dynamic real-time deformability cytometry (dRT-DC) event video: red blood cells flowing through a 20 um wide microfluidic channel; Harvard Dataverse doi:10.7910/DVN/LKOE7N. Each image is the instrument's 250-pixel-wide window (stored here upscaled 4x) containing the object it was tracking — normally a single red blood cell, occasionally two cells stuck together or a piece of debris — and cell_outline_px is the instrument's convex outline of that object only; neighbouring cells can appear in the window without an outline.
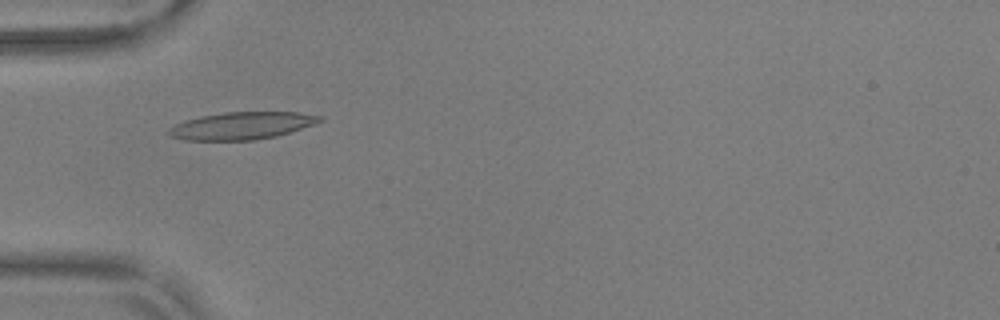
{"species": "common noctule bat (a hibernating species)", "species_latin": "Nyctalus noctula", "temperature_condition": "warm", "stored_images_in_passage": 46, "camera_frame_rate_fps": 3000, "um_per_image_px": 0.085, "animal": {"sex": "male", "body_mass_g": 17.9, "forearm_length_mm": 54.2}, "frame": {"image": 1, "passage_image": 9, "time_ms": 2.667, "image_size_px": [1000, 320], "cell_outline_px": [[324, 120], [276, 136], [256, 140], [184, 140], [172, 136], [168, 132], [168, 128], [184, 120], [200, 116], [224, 112], [300, 112], [320, 116]], "centroid_in_image_um": [20.51, 10.68], "position_along_channel_um": 64.5, "area_um2": 23.87}}
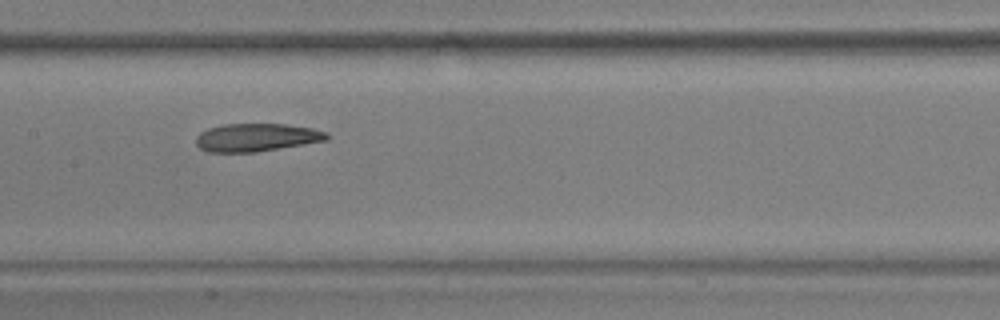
{"frame": {"image": 2, "passage_image": 19, "time_ms": 6.0, "image_size_px": [1000, 320], "cell_outline_px": [[332, 136], [328, 140], [256, 152], [208, 152], [200, 148], [196, 144], [196, 136], [200, 132], [208, 128], [224, 124], [284, 124], [312, 128], [328, 132]], "centroid_in_image_um": [21.82, 11.68], "position_along_channel_um": 185.6, "area_um2": 21.44}}
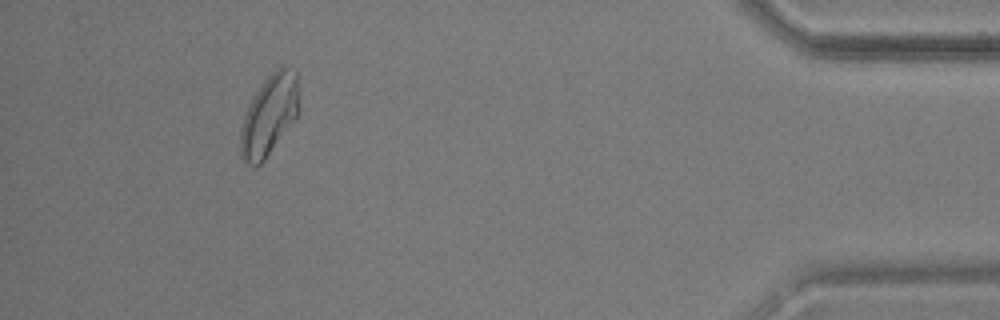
{"frame": {"image": 3, "passage_image": 42, "time_ms": 13.667, "image_size_px": [1000, 320], "cell_outline_px": [[300, 108], [296, 116], [264, 160], [260, 164], [248, 164], [240, 156], [240, 132], [244, 116], [256, 92], [264, 80], [276, 68], [284, 68], [296, 72]], "centroid_in_image_um": [22.88, 9.79], "position_along_channel_um": 412.3, "area_um2": 26.7}, "authors_computed_cell_mechanics": {"area_um2": 22.6865, "velocity_mm_per_s": 3.668, "shape_relaxation_time_tau1_ms": 6.2945, "shape_relaxation_time_tau2_ms": 1.998, "deformation_change_tau1": 0.2076, "deformation_change_tau2": 0.0982}}